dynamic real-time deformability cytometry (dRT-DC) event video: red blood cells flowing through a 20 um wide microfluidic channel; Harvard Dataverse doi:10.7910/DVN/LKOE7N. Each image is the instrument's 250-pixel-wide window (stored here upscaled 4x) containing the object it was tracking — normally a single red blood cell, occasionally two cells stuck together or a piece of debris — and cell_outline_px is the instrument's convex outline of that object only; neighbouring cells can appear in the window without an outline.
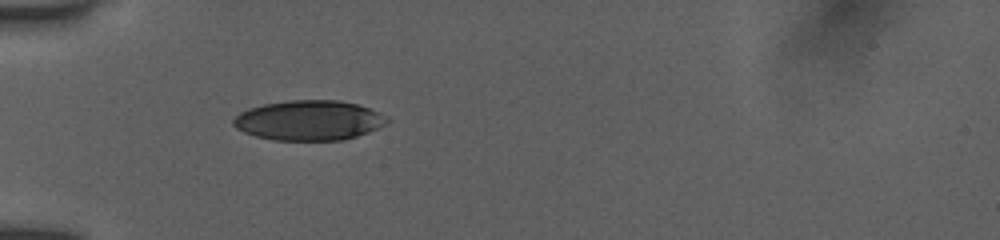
{"species": "human", "species_latin": "Homo sapiens", "temperature_condition": "room temperature", "stored_images_in_passage": 10, "camera_frame_rate_fps": 3000, "um_per_image_px": 0.085, "donor": {"sex": "female"}, "frame": {"image": 1, "passage_image": 1, "time_ms": 0.0, "image_size_px": [1000, 240], "cell_outline_px": [[392, 120], [368, 132], [344, 140], [272, 140], [256, 136], [244, 132], [236, 128], [232, 124], [232, 120], [240, 112], [248, 108], [264, 104], [288, 100], [340, 100], [356, 104], [368, 108]], "centroid_in_image_um": [26.22, 10.23], "position_along_channel_um": 58.8, "area_um2": 35.66}}
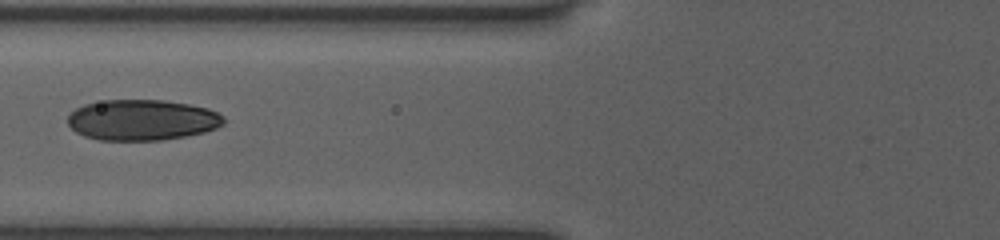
{"frame": {"image": 2, "passage_image": 5, "time_ms": 1.333, "image_size_px": [1000, 240], "cell_outline_px": [[224, 124], [216, 128], [204, 132], [184, 136], [160, 140], [100, 140], [84, 136], [76, 132], [68, 124], [68, 116], [76, 108], [84, 104], [104, 100], [164, 100], [188, 104], [208, 108], [224, 116]], "centroid_in_image_um": [12.07, 10.19], "position_along_channel_um": 113.7, "area_um2": 36.99}}
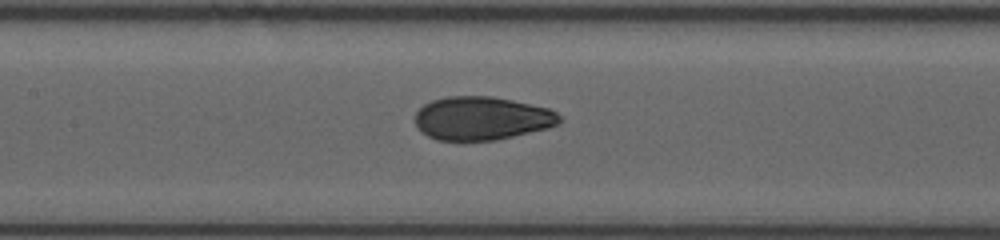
{"frame": {"image": 3, "passage_image": 9, "time_ms": 2.667, "image_size_px": [1000, 240], "cell_outline_px": [[560, 124], [548, 128], [496, 140], [436, 140], [420, 132], [416, 124], [416, 112], [424, 104], [432, 100], [448, 96], [492, 96], [512, 100], [548, 108], [556, 112], [560, 116]], "centroid_in_image_um": [40.94, 10.05], "position_along_channel_um": 166.5, "area_um2": 36.53}}